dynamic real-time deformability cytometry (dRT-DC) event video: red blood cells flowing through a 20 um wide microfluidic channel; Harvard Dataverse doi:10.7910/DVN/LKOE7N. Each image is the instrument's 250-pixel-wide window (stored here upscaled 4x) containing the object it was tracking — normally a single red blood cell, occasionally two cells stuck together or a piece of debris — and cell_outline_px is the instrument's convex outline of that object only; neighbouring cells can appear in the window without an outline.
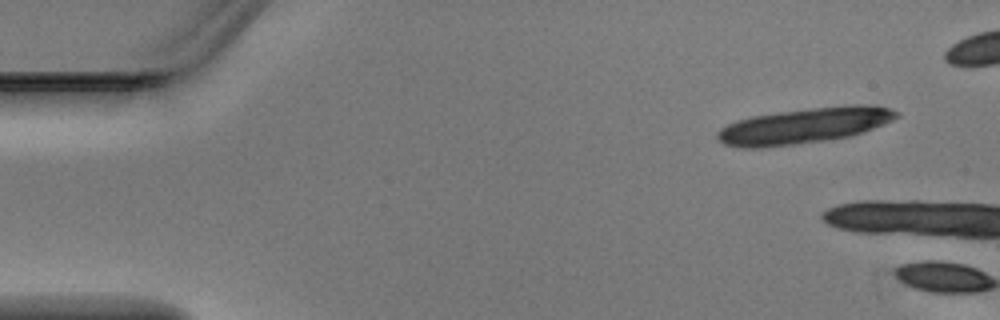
{"species": "Egyptian fruit bat (a non-hibernating species)", "species_latin": "Rousettus aegyptiacus", "temperature_condition": "warm", "stored_images_in_passage": 2, "camera_frame_rate_fps": 3000, "um_per_image_px": 0.085, "animal": {"sex": "male"}, "frame": {"image": 1, "passage_image": 1, "time_ms": 0.0, "image_size_px": [1000, 320], "cell_outline_px": [[900, 116], [884, 124], [848, 136], [824, 140], [796, 144], [756, 148], [744, 148], [724, 144], [716, 136], [716, 132], [720, 128], [736, 120], [752, 116], [780, 112], [812, 108], [852, 104], [876, 104], [900, 112]], "centroid_in_image_um": [68.37, 10.67], "position_along_channel_um": 16.6, "area_um2": 36.93}}